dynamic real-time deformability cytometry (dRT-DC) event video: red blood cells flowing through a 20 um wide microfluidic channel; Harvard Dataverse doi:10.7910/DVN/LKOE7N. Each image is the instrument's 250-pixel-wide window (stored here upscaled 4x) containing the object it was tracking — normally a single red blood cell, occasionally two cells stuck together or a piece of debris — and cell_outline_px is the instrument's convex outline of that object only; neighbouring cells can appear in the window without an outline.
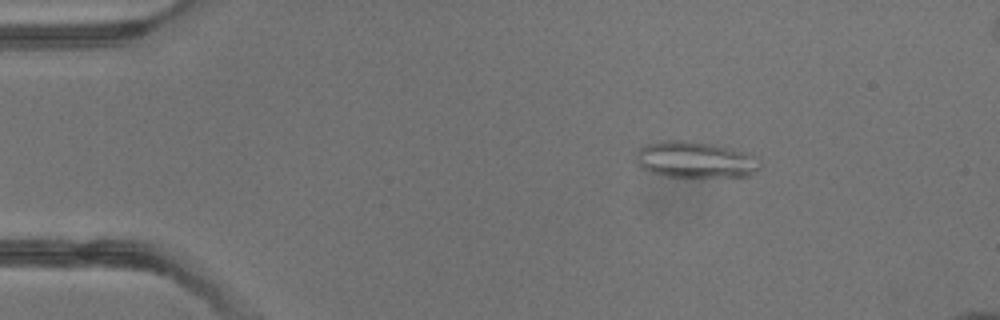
{"species": "common noctule bat (a hibernating species)", "species_latin": "Nyctalus noctula", "temperature_condition": "warm", "stored_images_in_passage": 4, "camera_frame_rate_fps": 3000, "um_per_image_px": 0.085, "animal": {"sex": "male", "body_mass_g": 13.3}, "frame": {"image": 1, "passage_image": 2, "time_ms": 1.333, "image_size_px": [1000, 320], "cell_outline_px": [[760, 168], [756, 172], [748, 176], [664, 176], [648, 172], [640, 168], [636, 160], [636, 152], [640, 148], [648, 144], [664, 140], [688, 140], [716, 144], [744, 152], [752, 156], [760, 164]], "centroid_in_image_um": [59.05, 13.57], "position_along_channel_um": 26.0, "area_um2": 26.18}}